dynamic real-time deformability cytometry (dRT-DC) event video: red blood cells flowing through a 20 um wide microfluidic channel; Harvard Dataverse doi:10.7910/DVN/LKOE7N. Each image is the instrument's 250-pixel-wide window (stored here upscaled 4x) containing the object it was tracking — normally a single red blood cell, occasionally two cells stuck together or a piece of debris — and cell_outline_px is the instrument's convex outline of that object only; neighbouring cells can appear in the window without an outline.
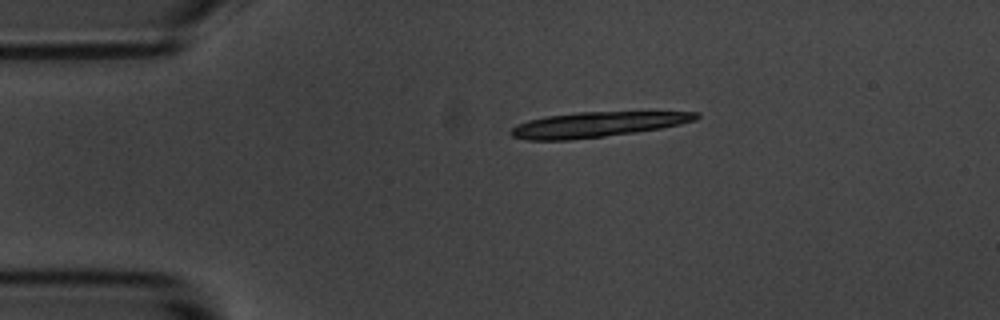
{"species": "common noctule bat (a hibernating species)", "species_latin": "Nyctalus noctula", "temperature_condition": "room temperature", "stored_images_in_passage": 5, "camera_frame_rate_fps": 3000, "um_per_image_px": 0.085, "animal": {"sex": "male", "body_mass_g": 20.1, "forearm_length_mm": 53.5}, "frame": {"image": 1, "passage_image": 5, "time_ms": 5.667, "image_size_px": [1000, 320], "cell_outline_px": [[700, 116], [696, 120], [680, 124], [660, 128], [636, 132], [604, 136], [568, 140], [528, 140], [512, 136], [508, 132], [516, 124], [528, 120], [544, 116], [576, 112], [700, 112]], "centroid_in_image_um": [50.71, 10.58], "position_along_channel_um": 34.3, "area_um2": 27.11}}